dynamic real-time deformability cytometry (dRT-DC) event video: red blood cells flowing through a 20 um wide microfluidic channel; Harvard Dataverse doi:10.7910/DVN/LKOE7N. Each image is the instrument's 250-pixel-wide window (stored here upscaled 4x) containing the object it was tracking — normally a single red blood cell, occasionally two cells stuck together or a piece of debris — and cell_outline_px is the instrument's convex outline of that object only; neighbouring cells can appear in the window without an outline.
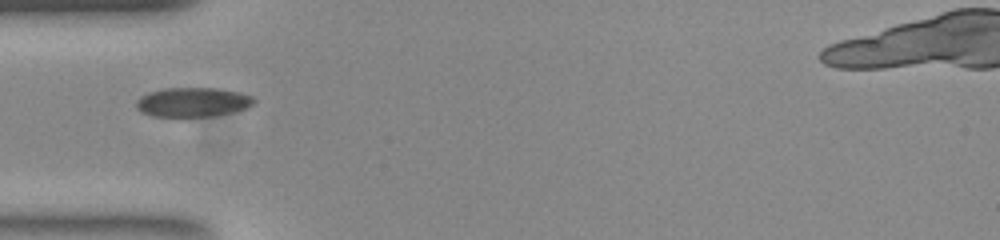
{"species": "common noctule bat (a hibernating species)", "species_latin": "Nyctalus noctula", "temperature_condition": "room temperature", "stored_images_in_passage": 38, "segment_of_instrument_passage": [1, 2], "camera_frame_rate_fps": 3000, "um_per_image_px": 0.085, "animal": {"sex": "female", "body_mass_g": 23.0, "forearm_length_mm": 53.4}, "frame": {"image": 1, "passage_image": 1, "time_ms": 0.0, "image_size_px": [1000, 240], "cell_outline_px": [[256, 100], [248, 108], [232, 112], [212, 116], [156, 116], [144, 112], [136, 108], [136, 100], [140, 96], [148, 92], [164, 88], [220, 88], [240, 92], [252, 96]], "centroid_in_image_um": [16.41, 8.66], "position_along_channel_um": 68.6, "area_um2": 20.11}}
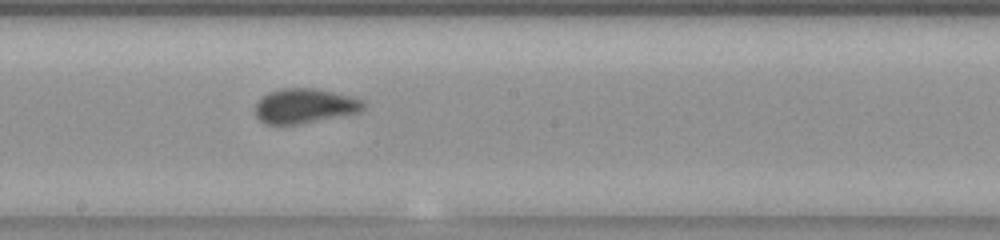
{"frame": {"image": 2, "passage_image": 13, "time_ms": 4.0, "image_size_px": [1000, 240], "cell_outline_px": [[364, 108], [360, 112], [296, 124], [264, 124], [256, 116], [256, 104], [268, 92], [280, 88], [316, 88], [352, 96], [364, 100]], "centroid_in_image_um": [25.91, 8.99], "position_along_channel_um": 222.3, "area_um2": 21.73}}
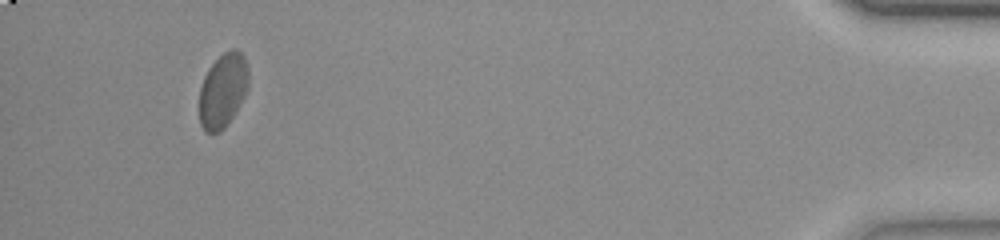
{"frame": {"image": 3, "passage_image": 34, "time_ms": 11.0, "image_size_px": [1000, 240], "cell_outline_px": [[248, 88], [240, 104], [224, 128], [216, 132], [204, 132], [200, 124], [200, 88], [204, 76], [208, 68], [224, 52], [232, 48], [236, 48], [244, 56], [248, 68]], "centroid_in_image_um": [18.95, 7.66], "position_along_channel_um": 416.3, "area_um2": 21.15}}